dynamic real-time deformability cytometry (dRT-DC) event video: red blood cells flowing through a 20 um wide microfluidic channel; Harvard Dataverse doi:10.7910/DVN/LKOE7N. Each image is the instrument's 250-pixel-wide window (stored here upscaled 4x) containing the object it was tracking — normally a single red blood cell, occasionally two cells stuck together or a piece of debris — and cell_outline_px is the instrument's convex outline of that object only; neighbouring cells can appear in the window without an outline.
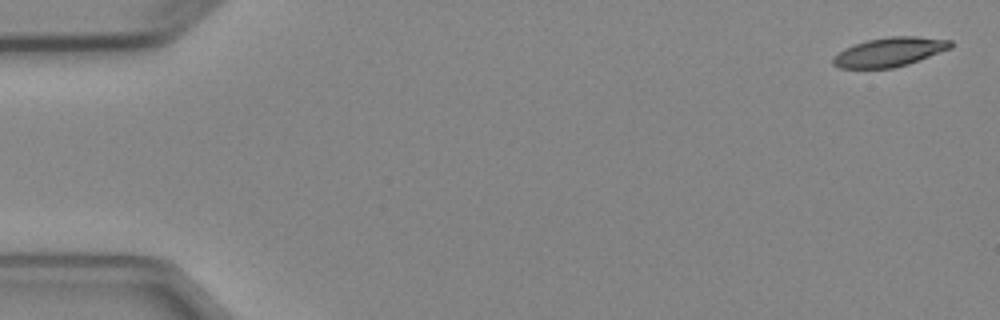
{"species": "Egyptian fruit bat (a non-hibernating species)", "species_latin": "Rousettus aegyptiacus", "temperature_condition": "cold", "stored_images_in_passage": 5, "camera_frame_rate_fps": 3000, "um_per_image_px": 0.085, "animal": {"sex": "female"}, "frame": {"image": 1, "passage_image": 1, "time_ms": 0.0, "image_size_px": [1000, 320], "cell_outline_px": [[952, 48], [908, 64], [892, 68], [840, 68], [832, 64], [832, 56], [844, 48], [868, 40], [888, 36], [916, 36], [952, 40]], "centroid_in_image_um": [75.6, 4.42], "position_along_channel_um": 9.4, "area_um2": 20.0}}
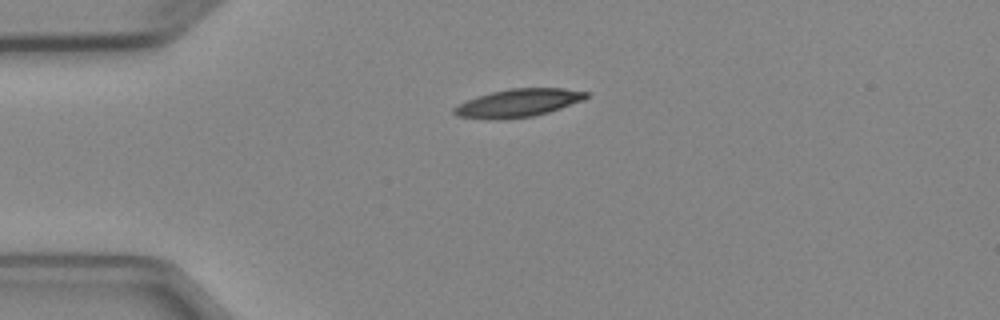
{"frame": {"image": 2, "passage_image": 4, "time_ms": 3.667, "image_size_px": [1000, 320], "cell_outline_px": [[588, 96], [584, 100], [548, 112], [532, 116], [496, 120], [488, 120], [456, 116], [452, 112], [452, 108], [476, 96], [508, 88], [564, 88], [588, 92]], "centroid_in_image_um": [44.01, 8.75], "position_along_channel_um": 41.0, "area_um2": 21.62}}